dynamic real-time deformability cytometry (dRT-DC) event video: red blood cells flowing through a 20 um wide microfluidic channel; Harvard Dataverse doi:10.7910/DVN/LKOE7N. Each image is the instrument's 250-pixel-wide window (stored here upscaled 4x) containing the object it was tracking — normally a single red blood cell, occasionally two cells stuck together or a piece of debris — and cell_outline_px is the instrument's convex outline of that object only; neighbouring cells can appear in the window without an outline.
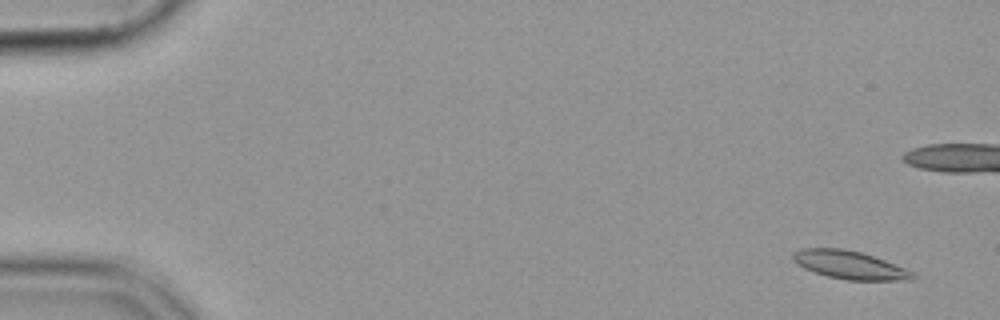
{"species": "common noctule bat (a hibernating species)", "species_latin": "Nyctalus noctula", "temperature_condition": "cold", "stored_images_in_passage": 56, "camera_frame_rate_fps": 3000, "um_per_image_px": 0.085, "animal": {"sex": "female", "body_mass_g": 19.9}, "frame": {"image": 1, "passage_image": 3, "time_ms": 0.667, "image_size_px": [1000, 320], "cell_outline_px": [[916, 280], [848, 280], [828, 276], [804, 268], [796, 264], [792, 260], [792, 252], [800, 248], [844, 248], [860, 252], [884, 260], [904, 268], [912, 272], [916, 276]], "centroid_in_image_um": [72.19, 22.51], "position_along_channel_um": 12.8, "area_um2": 19.59}}
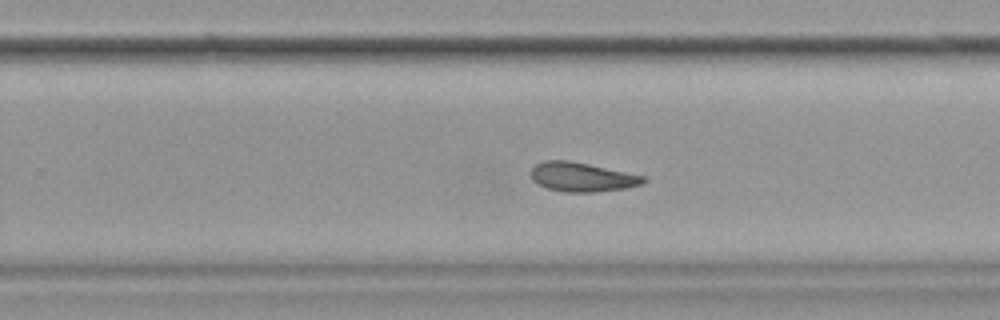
{"frame": {"image": 2, "passage_image": 36, "time_ms": 11.667, "image_size_px": [1000, 320], "cell_outline_px": [[648, 180], [640, 184], [624, 188], [596, 192], [568, 192], [548, 188], [536, 184], [532, 180], [528, 172], [536, 164], [544, 160], [568, 160], [648, 176]], "centroid_in_image_um": [49.45, 15.04], "position_along_channel_um": 280.3, "area_um2": 19.31}}
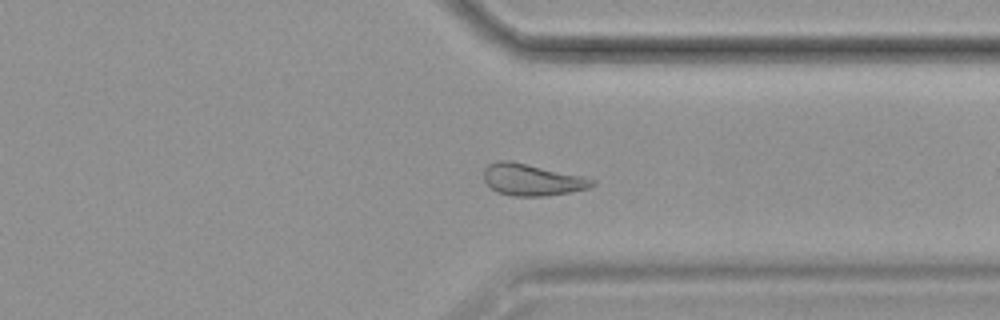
{"frame": {"image": 3, "passage_image": 43, "time_ms": 14.0, "image_size_px": [1000, 320], "cell_outline_px": [[596, 184], [588, 188], [568, 192], [544, 196], [512, 196], [496, 192], [484, 180], [484, 168], [488, 164], [496, 160], [508, 160], [580, 176], [596, 180]], "centroid_in_image_um": [45.17, 15.28], "position_along_channel_um": 366.2, "area_um2": 19.71}}